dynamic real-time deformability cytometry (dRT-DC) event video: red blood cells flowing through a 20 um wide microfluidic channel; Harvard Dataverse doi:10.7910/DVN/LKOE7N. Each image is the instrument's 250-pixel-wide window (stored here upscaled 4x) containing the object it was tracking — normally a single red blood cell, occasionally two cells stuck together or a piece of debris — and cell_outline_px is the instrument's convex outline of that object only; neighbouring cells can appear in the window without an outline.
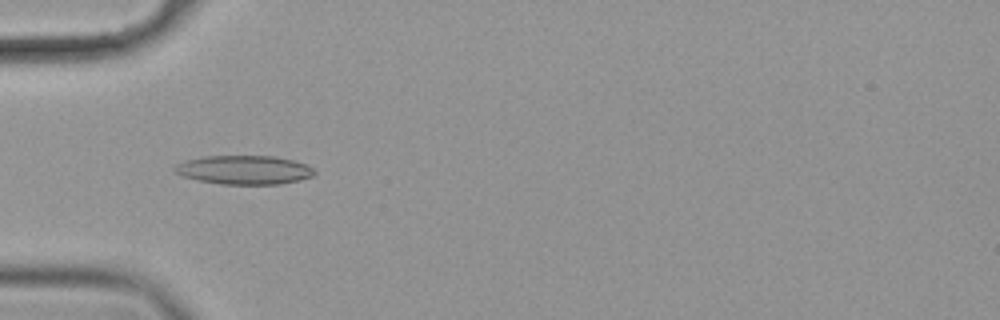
{"species": "common noctule bat (a hibernating species)", "species_latin": "Nyctalus noctula", "temperature_condition": "cold", "stored_images_in_passage": 9, "camera_frame_rate_fps": 3000, "um_per_image_px": 0.085, "animal": {"sex": "female", "body_mass_g": 19.9}, "frame": {"image": 1, "passage_image": 4, "time_ms": 1.0, "image_size_px": [1000, 320], "cell_outline_px": [[316, 172], [312, 176], [300, 180], [280, 184], [220, 184], [200, 180], [184, 176], [176, 172], [172, 168], [176, 164], [184, 160], [204, 156], [276, 156], [292, 160], [304, 164], [312, 168]], "centroid_in_image_um": [20.74, 14.43], "position_along_channel_um": 64.3, "area_um2": 23.41}}
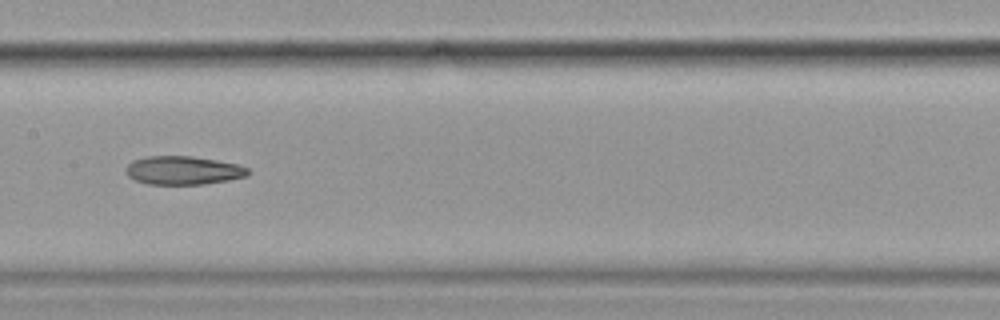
{"frame": {"image": 2, "passage_image": 7, "time_ms": 2.0, "image_size_px": [1000, 320], "cell_outline_px": [[248, 176], [228, 180], [204, 184], [148, 184], [136, 180], [128, 176], [128, 164], [132, 160], [148, 156], [192, 156], [216, 160], [236, 164], [248, 168]], "centroid_in_image_um": [15.58, 14.48], "position_along_channel_um": 191.8, "area_um2": 20.06}}
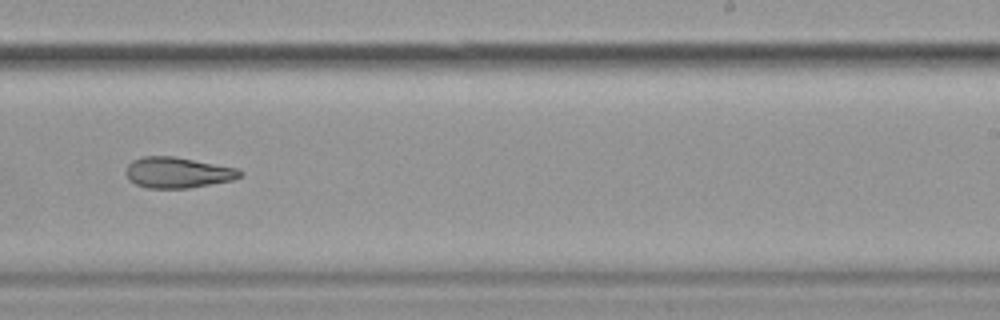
{"frame": {"image": 3, "passage_image": 9, "time_ms": 2.667, "image_size_px": [1000, 320], "cell_outline_px": [[244, 172], [240, 176], [232, 180], [188, 188], [148, 188], [136, 184], [128, 180], [124, 172], [128, 164], [132, 160], [140, 156], [172, 156], [236, 168]], "centroid_in_image_um": [15.03, 14.66], "position_along_channel_um": 274.0, "area_um2": 20.4}}